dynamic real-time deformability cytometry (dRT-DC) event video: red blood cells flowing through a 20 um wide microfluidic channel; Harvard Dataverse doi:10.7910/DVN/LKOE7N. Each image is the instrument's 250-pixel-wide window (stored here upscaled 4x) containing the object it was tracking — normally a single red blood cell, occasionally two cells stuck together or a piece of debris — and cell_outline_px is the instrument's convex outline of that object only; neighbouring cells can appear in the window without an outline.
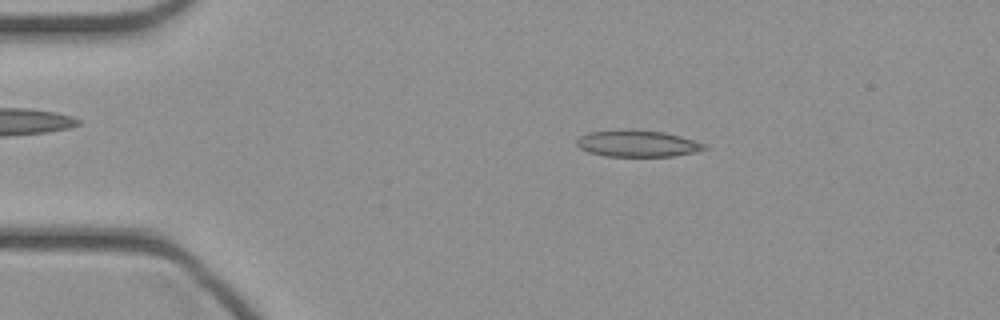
{"species": "common noctule bat (a hibernating species)", "species_latin": "Nyctalus noctula", "temperature_condition": "cold", "stored_images_in_passage": 45, "camera_frame_rate_fps": 3000, "um_per_image_px": 0.085, "animal": {"sex": "female", "body_mass_g": 21.9}, "frame": {"image": 1, "passage_image": 8, "time_ms": 2.333, "image_size_px": [1000, 320], "cell_outline_px": [[708, 148], [696, 152], [672, 156], [604, 156], [588, 152], [580, 148], [576, 144], [576, 140], [580, 136], [588, 132], [620, 128], [632, 128], [664, 132], [680, 136], [708, 144]], "centroid_in_image_um": [54.17, 12.18], "position_along_channel_um": 30.8, "area_um2": 20.29}}
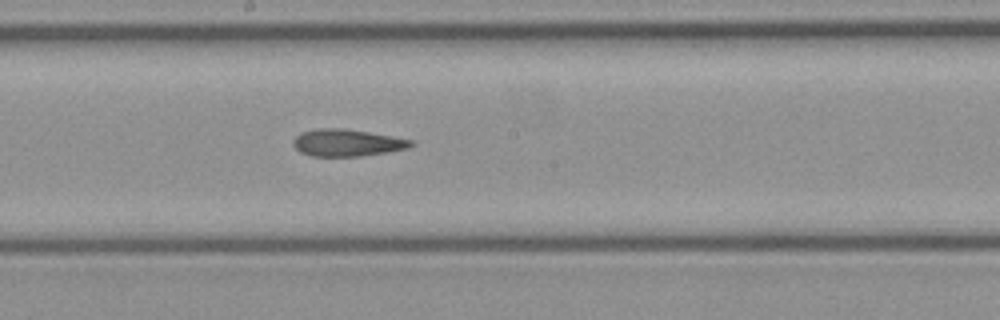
{"frame": {"image": 2, "passage_image": 24, "time_ms": 7.667, "image_size_px": [1000, 320], "cell_outline_px": [[416, 144], [408, 148], [388, 152], [360, 156], [312, 156], [300, 152], [292, 144], [292, 140], [300, 132], [316, 128], [344, 128], [416, 140]], "centroid_in_image_um": [29.51, 12.13], "position_along_channel_um": 218.7, "area_um2": 18.79}}
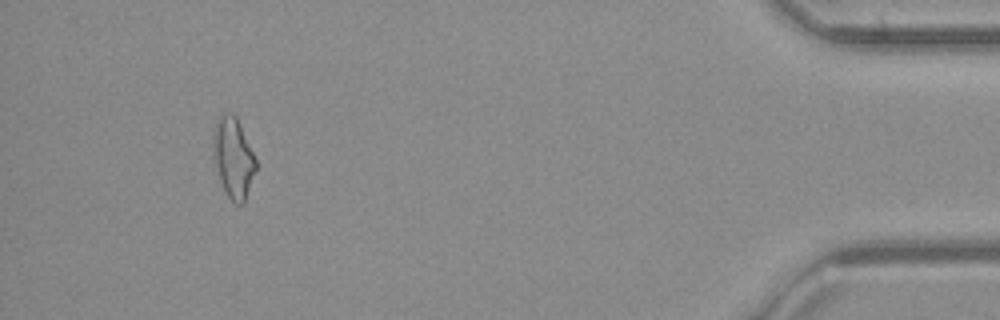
{"frame": {"image": 3, "passage_image": 42, "time_ms": 13.667, "image_size_px": [1000, 320], "cell_outline_px": [[256, 168], [244, 204], [236, 204], [224, 192], [212, 156], [212, 132], [216, 120], [224, 112], [232, 112], [236, 116], [256, 160]], "centroid_in_image_um": [19.79, 13.39], "position_along_channel_um": 415.4, "area_um2": 20.11}}